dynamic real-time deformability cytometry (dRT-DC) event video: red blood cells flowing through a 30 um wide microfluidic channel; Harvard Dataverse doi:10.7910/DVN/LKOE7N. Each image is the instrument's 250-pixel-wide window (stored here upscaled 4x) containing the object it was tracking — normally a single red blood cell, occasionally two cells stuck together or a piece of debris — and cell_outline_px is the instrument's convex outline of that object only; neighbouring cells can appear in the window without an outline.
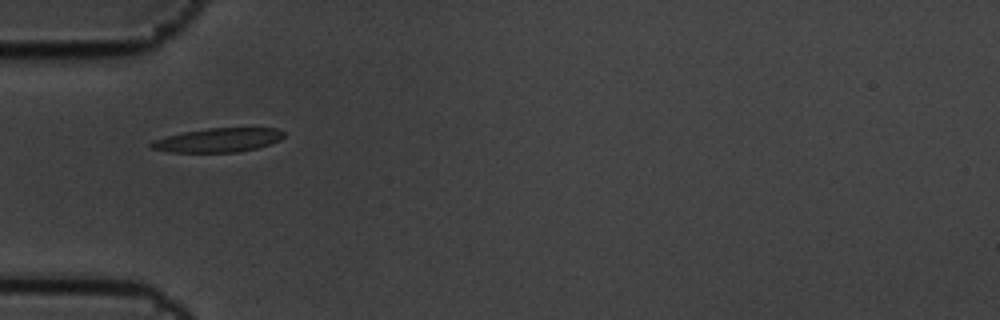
{"species": "common noctule bat (a hibernating species)", "species_latin": "Nyctalus noctula", "temperature_condition": "cold", "stored_images_in_passage": 4, "camera_frame_rate_fps": 3000, "um_per_image_px": 0.085, "animal": {"sex": "male", "body_mass_g": 19.5, "forearm_length_mm": 54.6}, "frame": {"image": 1, "passage_image": 1, "time_ms": 0.0, "image_size_px": [1000, 320], "cell_outline_px": [[284, 136], [280, 140], [256, 148], [240, 152], [168, 152], [148, 148], [148, 144], [152, 140], [184, 132], [208, 128], [276, 128], [284, 132]], "centroid_in_image_um": [18.49, 11.91], "position_along_channel_um": 66.5, "area_um2": 18.55}}
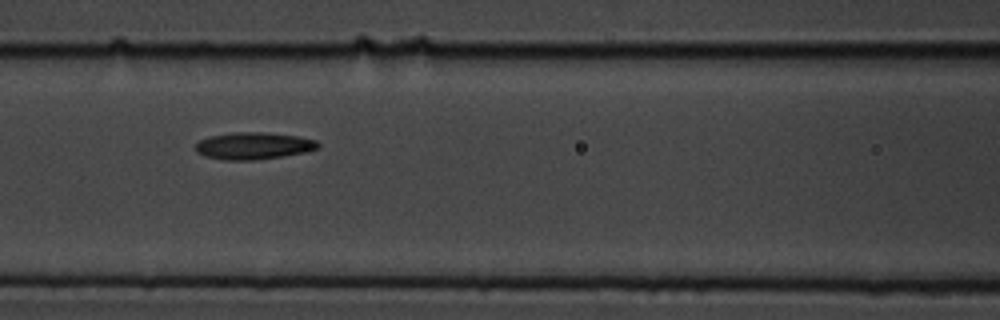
{"frame": {"image": 2, "passage_image": 3, "time_ms": 0.667, "image_size_px": [1000, 320], "cell_outline_px": [[320, 148], [304, 152], [284, 156], [256, 160], [224, 160], [204, 156], [196, 152], [196, 144], [200, 140], [208, 136], [232, 132], [264, 132], [296, 136], [316, 140], [320, 144]], "centroid_in_image_um": [21.54, 12.39], "position_along_channel_um": 145.1, "area_um2": 19.42}}
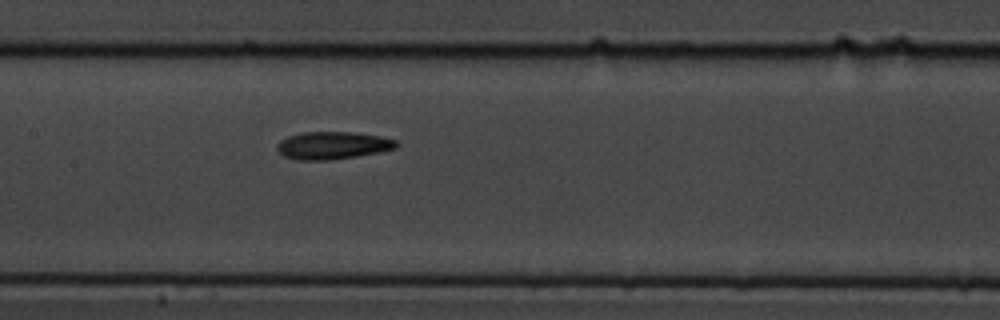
{"frame": {"image": 3, "passage_image": 4, "time_ms": 1.0, "image_size_px": [1000, 320], "cell_outline_px": [[400, 144], [396, 148], [380, 152], [356, 156], [328, 160], [296, 160], [284, 156], [276, 148], [276, 144], [280, 140], [288, 136], [304, 132], [352, 132], [380, 136], [396, 140]], "centroid_in_image_um": [28.28, 12.36], "position_along_channel_um": 179.1, "area_um2": 19.19}}